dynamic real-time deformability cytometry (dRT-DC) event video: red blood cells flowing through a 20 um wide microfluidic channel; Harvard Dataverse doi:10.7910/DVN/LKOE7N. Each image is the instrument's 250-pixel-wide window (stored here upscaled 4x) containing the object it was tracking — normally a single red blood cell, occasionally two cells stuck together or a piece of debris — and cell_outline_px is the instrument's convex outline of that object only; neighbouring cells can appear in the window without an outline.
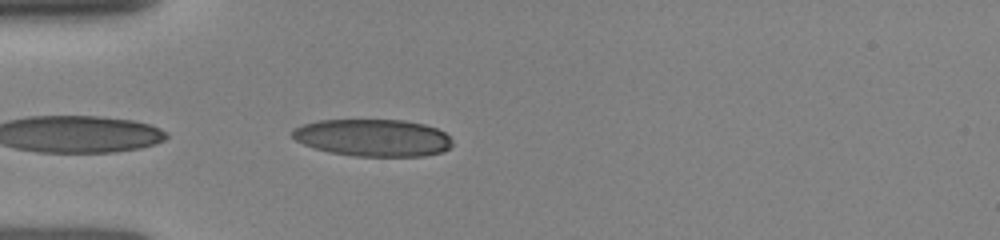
{"species": "human", "species_latin": "Homo sapiens", "temperature_condition": "room temperature", "stored_images_in_passage": 4, "camera_frame_rate_fps": 3000, "um_per_image_px": 0.085, "donor": {"sex": "female"}, "frame": {"image": 1, "passage_image": 1, "time_ms": 0.0, "image_size_px": [1000, 240], "cell_outline_px": [[452, 144], [444, 152], [424, 156], [356, 156], [328, 152], [304, 144], [296, 140], [292, 136], [292, 132], [296, 128], [304, 124], [316, 120], [404, 120], [424, 124], [436, 128], [444, 132], [452, 140]], "centroid_in_image_um": [31.73, 11.71], "position_along_channel_um": 53.3, "area_um2": 34.62}}
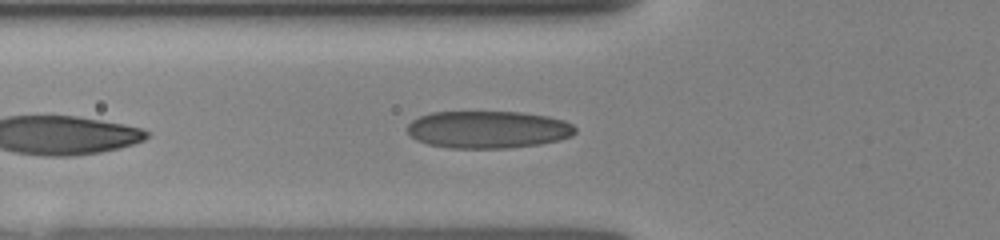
{"frame": {"image": 2, "passage_image": 3, "time_ms": 1.0, "image_size_px": [1000, 240], "cell_outline_px": [[576, 132], [572, 136], [560, 140], [540, 144], [508, 148], [448, 148], [428, 144], [416, 140], [408, 132], [408, 124], [412, 120], [420, 116], [432, 112], [520, 112], [548, 116], [564, 120], [572, 124], [576, 128]], "centroid_in_image_um": [41.5, 11.01], "position_along_channel_um": 84.3, "area_um2": 36.7}}